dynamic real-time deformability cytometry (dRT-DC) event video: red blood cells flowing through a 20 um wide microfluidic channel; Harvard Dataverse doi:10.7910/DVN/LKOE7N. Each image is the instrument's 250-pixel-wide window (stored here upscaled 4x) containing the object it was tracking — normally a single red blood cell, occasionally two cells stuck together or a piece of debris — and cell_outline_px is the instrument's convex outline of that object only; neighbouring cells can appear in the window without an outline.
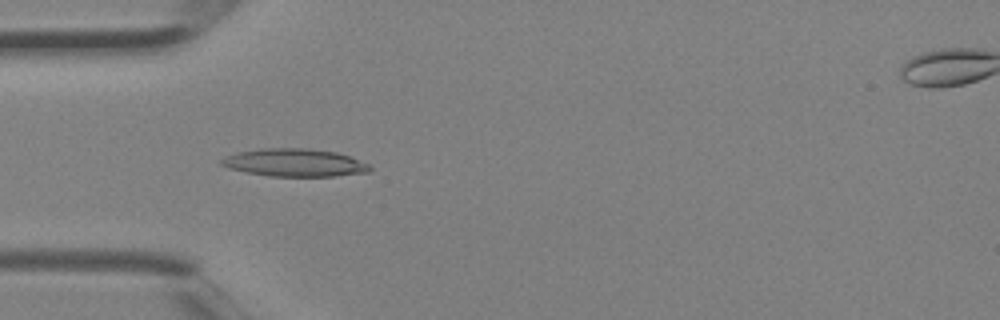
{"species": "Egyptian fruit bat (a non-hibernating species)", "species_latin": "Rousettus aegyptiacus", "temperature_condition": "room temperature", "stored_images_in_passage": 3, "camera_frame_rate_fps": 3000, "um_per_image_px": 0.085, "animal": {"sex": "female"}, "frame": {"image": 1, "passage_image": 2, "time_ms": 0.333, "image_size_px": [1000, 320], "cell_outline_px": [[372, 172], [336, 176], [268, 176], [228, 168], [220, 164], [220, 160], [224, 156], [236, 152], [260, 148], [308, 148], [336, 152], [348, 156], [368, 164], [372, 168]], "centroid_in_image_um": [25.02, 13.82], "position_along_channel_um": 60.0, "area_um2": 24.16}}
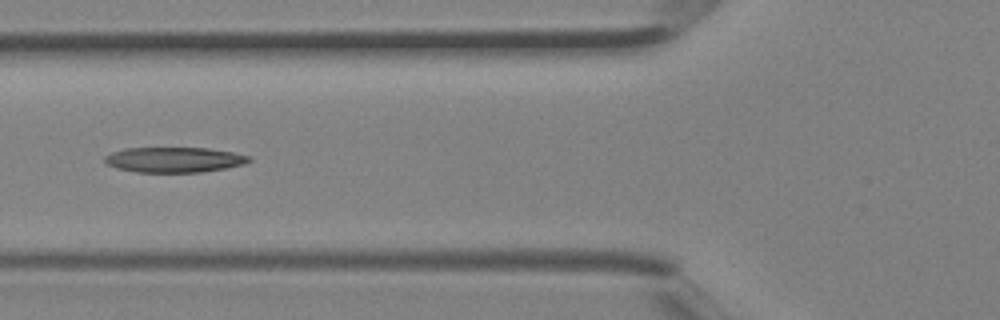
{"frame": {"image": 2, "passage_image": 3, "time_ms": 0.667, "image_size_px": [1000, 320], "cell_outline_px": [[252, 160], [244, 164], [224, 168], [200, 172], [136, 172], [116, 168], [104, 164], [104, 156], [112, 152], [124, 148], [208, 148], [232, 152], [248, 156]], "centroid_in_image_um": [14.74, 13.57], "position_along_channel_um": 111.1, "area_um2": 21.21}}